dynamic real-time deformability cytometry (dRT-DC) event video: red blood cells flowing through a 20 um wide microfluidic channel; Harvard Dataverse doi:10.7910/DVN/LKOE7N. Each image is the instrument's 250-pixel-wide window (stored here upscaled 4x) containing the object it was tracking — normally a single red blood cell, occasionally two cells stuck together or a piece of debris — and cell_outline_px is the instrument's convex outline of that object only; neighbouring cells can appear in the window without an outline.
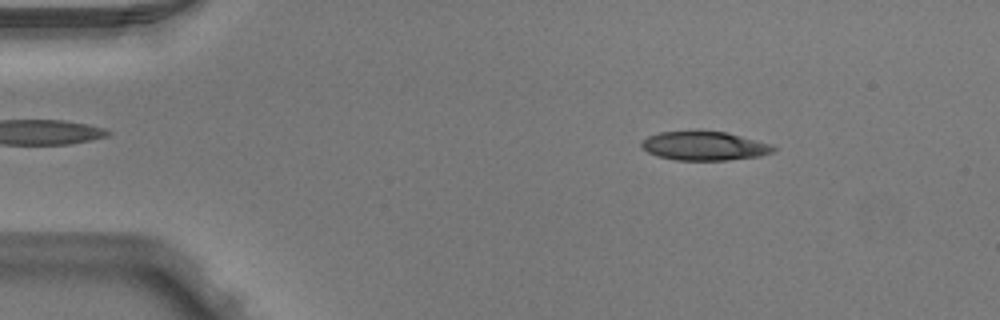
{"species": "Egyptian fruit bat (a non-hibernating species)", "species_latin": "Rousettus aegyptiacus", "temperature_condition": "warm", "stored_images_in_passage": 6, "camera_frame_rate_fps": 3000, "um_per_image_px": 0.085, "animal": {"sex": "male"}, "frame": {"image": 1, "passage_image": 1, "time_ms": 0.0, "image_size_px": [1000, 320], "cell_outline_px": [[776, 148], [772, 152], [760, 156], [728, 160], [676, 160], [656, 156], [648, 152], [640, 144], [648, 136], [660, 132], [700, 128], [728, 132], [768, 144]], "centroid_in_image_um": [59.82, 12.36], "position_along_channel_um": 25.2, "area_um2": 22.72}}
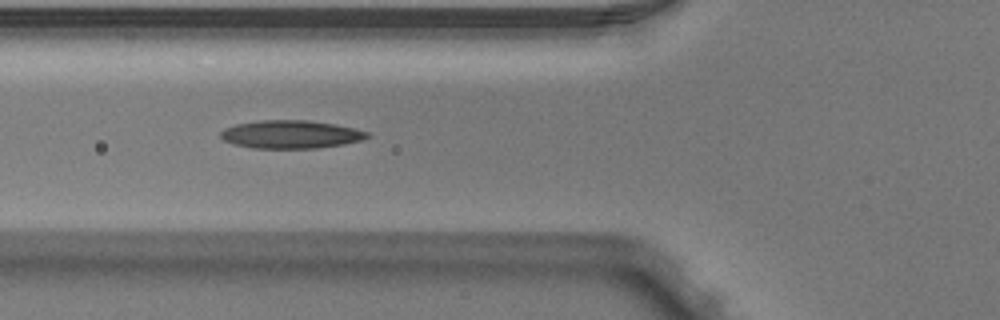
{"frame": {"image": 2, "passage_image": 4, "time_ms": 1.0, "image_size_px": [1000, 320], "cell_outline_px": [[368, 136], [360, 140], [344, 144], [316, 148], [252, 148], [236, 144], [224, 140], [220, 136], [220, 132], [224, 128], [236, 124], [260, 120], [308, 120], [332, 124], [352, 128], [368, 132]], "centroid_in_image_um": [24.67, 11.42], "position_along_channel_um": 101.1, "area_um2": 23.7}}
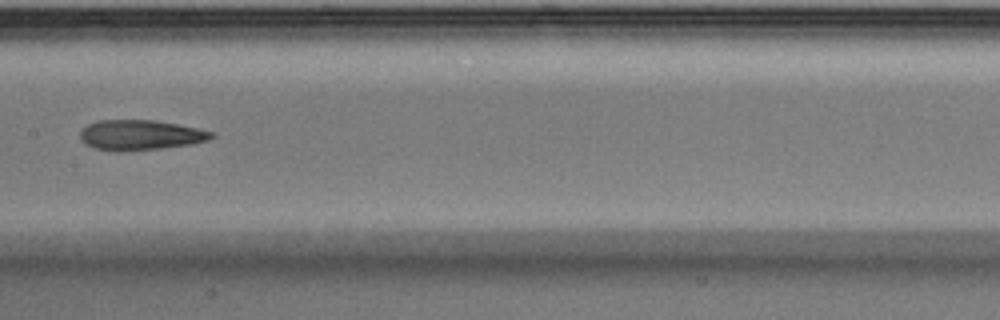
{"frame": {"image": 3, "passage_image": 6, "time_ms": 1.667, "image_size_px": [1000, 320], "cell_outline_px": [[216, 136], [208, 140], [192, 144], [160, 148], [120, 152], [96, 148], [84, 144], [80, 140], [80, 132], [88, 124], [100, 120], [152, 120], [176, 124], [196, 128], [212, 132]], "centroid_in_image_um": [11.91, 11.48], "position_along_channel_um": 195.5, "area_um2": 22.95}}